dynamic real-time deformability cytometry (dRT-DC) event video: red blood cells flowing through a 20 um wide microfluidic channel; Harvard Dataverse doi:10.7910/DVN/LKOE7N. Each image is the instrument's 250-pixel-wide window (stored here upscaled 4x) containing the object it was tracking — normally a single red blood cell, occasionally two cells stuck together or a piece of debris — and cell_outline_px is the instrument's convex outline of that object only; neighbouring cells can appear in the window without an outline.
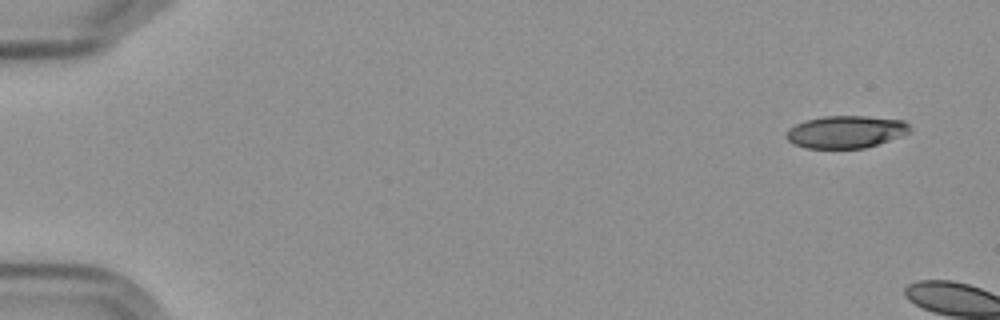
{"species": "Egyptian fruit bat (a non-hibernating species)", "species_latin": "Rousettus aegyptiacus", "temperature_condition": "cold", "stored_images_in_passage": 2, "camera_frame_rate_fps": 3000, "um_per_image_px": 0.085, "frame": {"image": 1, "passage_image": 1, "time_ms": 0.0, "image_size_px": [1000, 320], "cell_outline_px": [[912, 132], [864, 148], [804, 148], [792, 144], [784, 136], [784, 132], [788, 128], [804, 120], [824, 116], [864, 116], [904, 120], [912, 128]], "centroid_in_image_um": [71.85, 11.2], "position_along_channel_um": 13.1, "area_um2": 23.52}}